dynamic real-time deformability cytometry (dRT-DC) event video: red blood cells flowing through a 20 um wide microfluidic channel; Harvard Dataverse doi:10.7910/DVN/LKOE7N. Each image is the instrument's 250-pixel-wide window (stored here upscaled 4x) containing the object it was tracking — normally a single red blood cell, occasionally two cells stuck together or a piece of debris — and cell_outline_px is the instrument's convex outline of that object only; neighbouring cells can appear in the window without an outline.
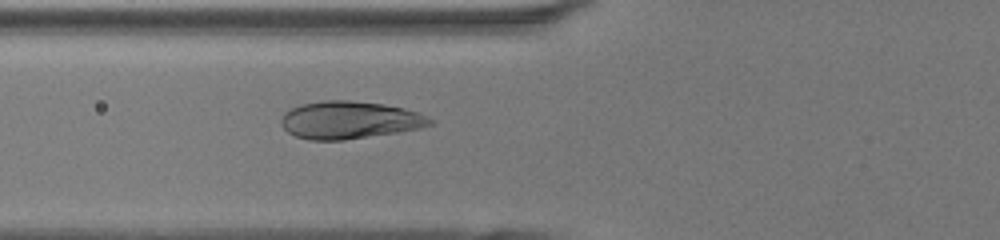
{"species": "human", "species_latin": "Homo sapiens", "temperature_condition": "room temperature", "stored_images_in_passage": 26, "camera_frame_rate_fps": 3000, "um_per_image_px": 0.085, "donor": {"sex": "female"}, "frame": {"image": 1, "passage_image": 10, "time_ms": 3.0, "image_size_px": [1000, 240], "cell_outline_px": [[408, 112], [400, 128], [360, 136], [332, 140], [324, 140], [300, 136], [292, 132], [292, 112], [296, 108], [308, 104], [376, 104], [396, 108]], "centroid_in_image_um": [29.31, 10.23], "position_along_channel_um": 96.5, "area_um2": 24.45}}
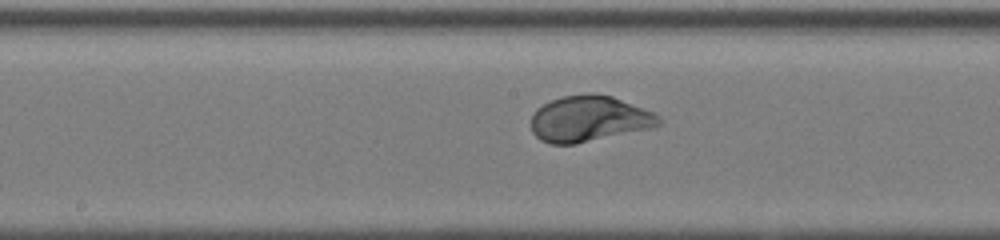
{"frame": {"image": 2, "passage_image": 17, "time_ms": 5.333, "image_size_px": [1000, 240], "cell_outline_px": [[644, 112], [580, 140], [568, 144], [556, 144], [544, 140], [532, 128], [532, 120], [536, 112], [540, 108], [556, 100], [568, 96], [608, 96]], "centroid_in_image_um": [49.26, 10.0], "position_along_channel_um": 198.9, "area_um2": 25.14}}
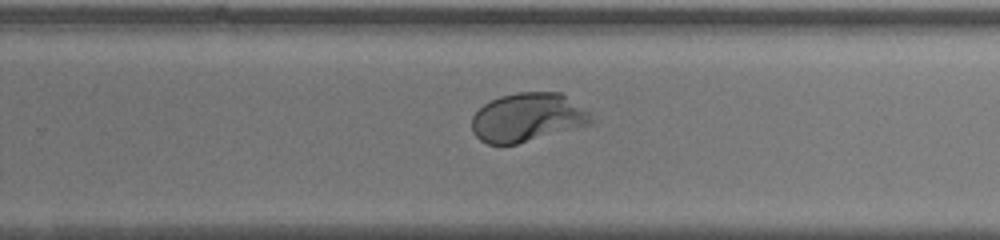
{"frame": {"image": 3, "passage_image": 23, "time_ms": 7.333, "image_size_px": [1000, 240], "cell_outline_px": [[560, 96], [556, 112], [524, 140], [512, 144], [492, 144], [484, 140], [476, 132], [476, 112], [480, 108], [496, 100], [508, 96], [532, 92], [552, 92]], "centroid_in_image_um": [43.78, 9.93], "position_along_channel_um": 286.0, "area_um2": 22.6}}